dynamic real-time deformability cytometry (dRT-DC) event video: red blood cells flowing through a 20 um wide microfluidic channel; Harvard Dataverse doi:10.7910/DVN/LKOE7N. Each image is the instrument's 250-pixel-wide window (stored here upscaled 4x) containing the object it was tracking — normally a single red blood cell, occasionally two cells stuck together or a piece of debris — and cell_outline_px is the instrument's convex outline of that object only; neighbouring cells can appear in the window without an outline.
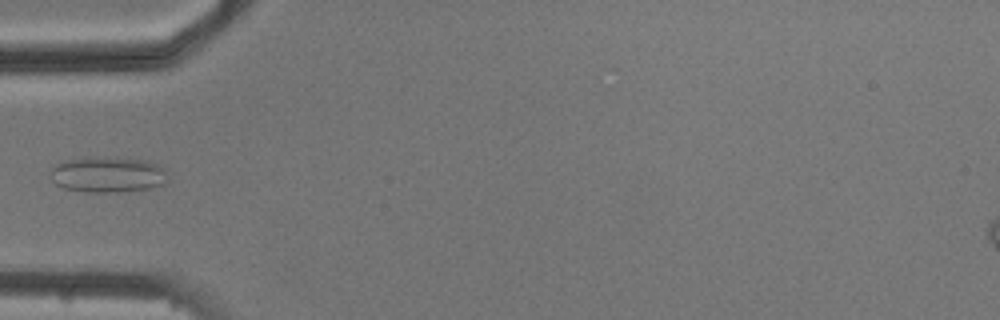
{"species": "common noctule bat (a hibernating species)", "species_latin": "Nyctalus noctula", "temperature_condition": "cold", "stored_images_in_passage": 3, "camera_frame_rate_fps": 3000, "um_per_image_px": 0.085, "animal": {"sex": "male", "body_mass_g": 20.5, "forearm_length_mm": 52.5}, "frame": {"image": 1, "passage_image": 3, "time_ms": 2.333, "image_size_px": [1000, 320], "cell_outline_px": [[168, 184], [148, 188], [116, 192], [84, 192], [64, 188], [56, 184], [52, 180], [52, 168], [56, 164], [64, 160], [88, 156], [96, 156], [148, 160], [164, 168]], "centroid_in_image_um": [9.16, 14.82], "position_along_channel_um": 75.8, "area_um2": 24.68}}